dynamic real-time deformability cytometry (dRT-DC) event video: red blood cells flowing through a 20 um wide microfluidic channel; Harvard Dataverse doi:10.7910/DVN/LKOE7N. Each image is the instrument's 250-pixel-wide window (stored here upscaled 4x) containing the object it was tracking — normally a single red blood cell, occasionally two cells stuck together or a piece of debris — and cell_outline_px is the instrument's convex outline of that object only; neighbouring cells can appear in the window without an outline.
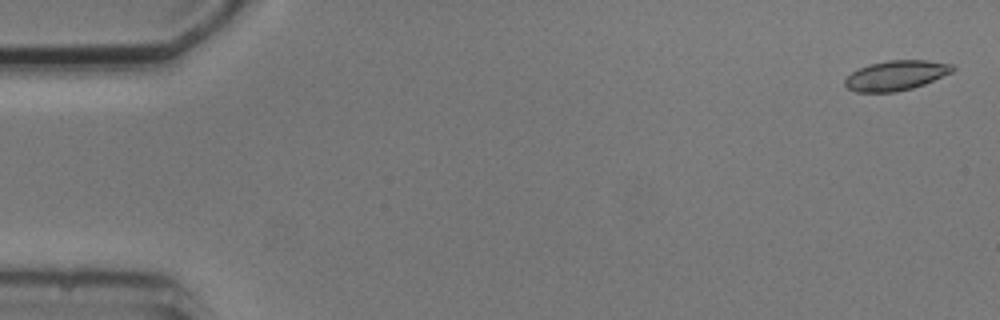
{"species": "common noctule bat (a hibernating species)", "species_latin": "Nyctalus noctula", "temperature_condition": "cold", "stored_images_in_passage": 4, "camera_frame_rate_fps": 3000, "um_per_image_px": 0.085, "animal": {"sex": "male", "body_mass_g": 20.5, "forearm_length_mm": 52.5}, "frame": {"image": 1, "passage_image": 1, "time_ms": 0.0, "image_size_px": [1000, 320], "cell_outline_px": [[956, 68], [952, 72], [924, 84], [912, 88], [896, 92], [856, 92], [848, 88], [844, 84], [844, 80], [852, 72], [868, 64], [888, 60], [928, 60], [952, 64]], "centroid_in_image_um": [76.16, 6.41], "position_along_channel_um": 8.8, "area_um2": 18.73}}
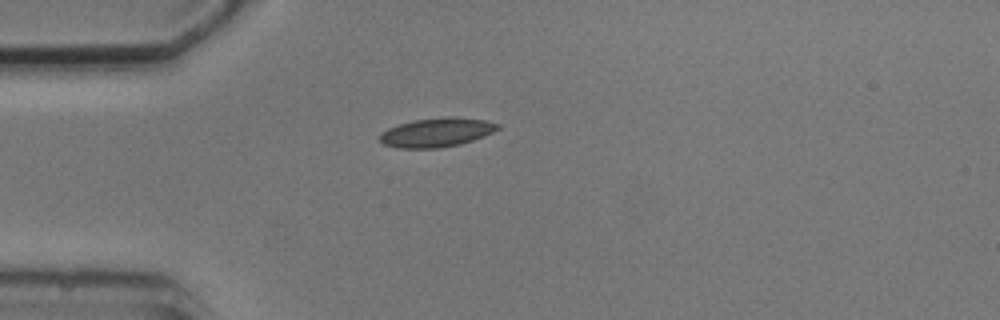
{"frame": {"image": 2, "passage_image": 4, "time_ms": 4.333, "image_size_px": [1000, 320], "cell_outline_px": [[500, 128], [484, 136], [460, 144], [440, 148], [396, 148], [384, 144], [380, 140], [380, 132], [388, 128], [412, 120], [444, 116], [452, 116], [484, 120], [500, 124]], "centroid_in_image_um": [37.1, 11.25], "position_along_channel_um": 47.9, "area_um2": 20.06}}